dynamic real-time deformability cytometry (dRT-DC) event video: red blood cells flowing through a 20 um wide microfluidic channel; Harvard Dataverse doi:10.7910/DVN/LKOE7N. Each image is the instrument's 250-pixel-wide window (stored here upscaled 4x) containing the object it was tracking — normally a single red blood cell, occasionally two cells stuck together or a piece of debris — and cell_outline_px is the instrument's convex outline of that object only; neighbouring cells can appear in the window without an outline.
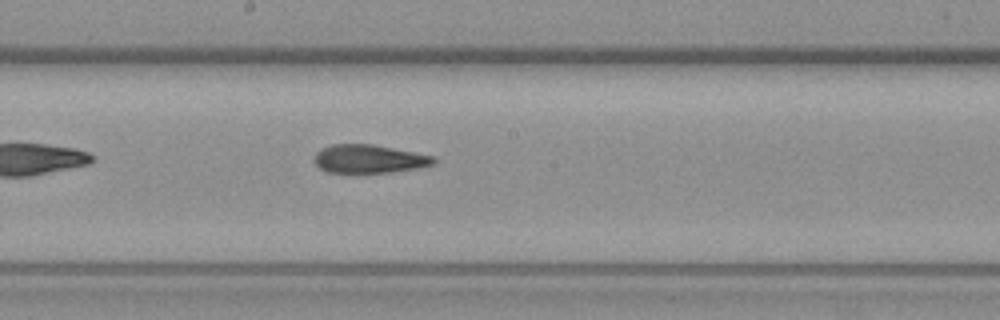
{"species": "common noctule bat (a hibernating species)", "species_latin": "Nyctalus noctula", "temperature_condition": "warm", "stored_images_in_passage": 6, "camera_frame_rate_fps": 3000, "um_per_image_px": 0.085, "animal": {"sex": "female", "body_mass_g": 19.3, "forearm_length_mm": 54.1}, "frame": {"image": 1, "passage_image": 6, "time_ms": 6.0, "image_size_px": [1000, 320], "cell_outline_px": [[436, 164], [420, 168], [392, 172], [328, 172], [320, 168], [312, 160], [316, 152], [320, 148], [332, 144], [372, 144], [436, 156]], "centroid_in_image_um": [31.39, 13.5], "position_along_channel_um": 216.8, "area_um2": 19.94}}